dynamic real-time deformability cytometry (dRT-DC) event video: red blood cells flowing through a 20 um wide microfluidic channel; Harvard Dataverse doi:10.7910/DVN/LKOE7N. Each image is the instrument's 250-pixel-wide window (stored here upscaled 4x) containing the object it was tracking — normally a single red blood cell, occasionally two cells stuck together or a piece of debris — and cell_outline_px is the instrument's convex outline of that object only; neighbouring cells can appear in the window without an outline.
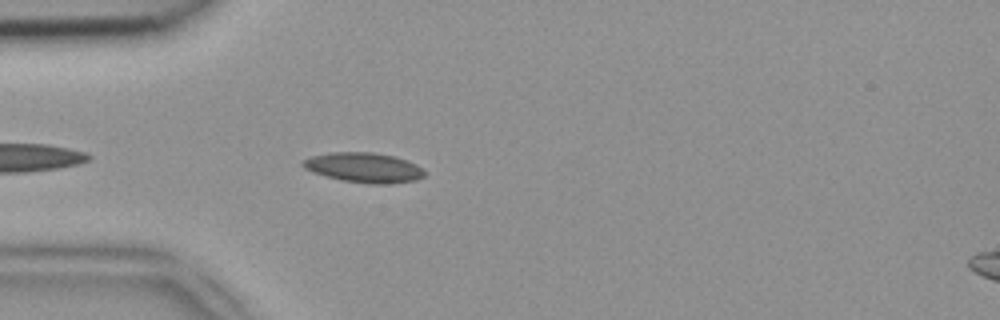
{"species": "common noctule bat (a hibernating species)", "species_latin": "Nyctalus noctula", "temperature_condition": "room temperature", "stored_images_in_passage": 13, "camera_frame_rate_fps": 3000, "um_per_image_px": 0.085, "animal": {"sex": "female", "body_mass_g": 18.4}, "frame": {"image": 1, "passage_image": 3, "time_ms": 0.667, "image_size_px": [1000, 320], "cell_outline_px": [[424, 176], [416, 180], [388, 184], [368, 184], [344, 180], [324, 176], [312, 172], [304, 168], [300, 164], [304, 160], [312, 156], [332, 152], [372, 152], [392, 156], [416, 164], [424, 172]], "centroid_in_image_um": [30.9, 14.25], "position_along_channel_um": 54.1, "area_um2": 20.98}}